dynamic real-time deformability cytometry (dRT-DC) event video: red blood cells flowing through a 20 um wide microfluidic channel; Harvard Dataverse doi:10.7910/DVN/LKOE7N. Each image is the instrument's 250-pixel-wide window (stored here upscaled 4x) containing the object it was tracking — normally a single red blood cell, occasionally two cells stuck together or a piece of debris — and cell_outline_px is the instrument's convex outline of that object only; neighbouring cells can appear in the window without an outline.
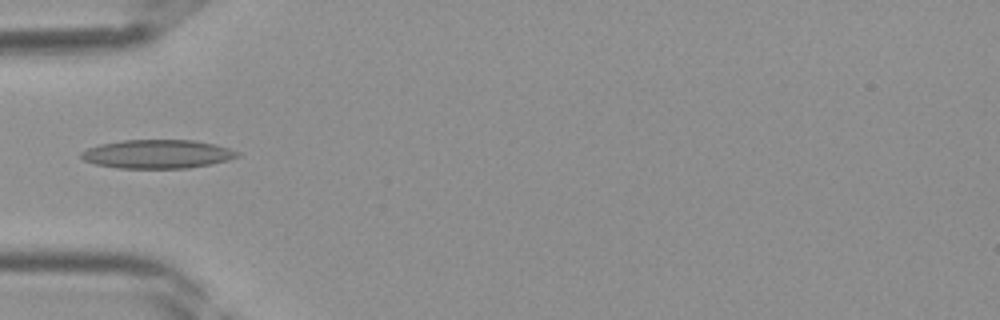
{"species": "Egyptian fruit bat (a non-hibernating species)", "species_latin": "Rousettus aegyptiacus", "temperature_condition": "room temperature", "stored_images_in_passage": 27, "camera_frame_rate_fps": 3000, "um_per_image_px": 0.085, "frame": {"image": 1, "passage_image": 1, "time_ms": 0.0, "image_size_px": [1000, 320], "cell_outline_px": [[240, 156], [228, 160], [212, 164], [188, 168], [116, 168], [96, 164], [84, 160], [80, 156], [80, 152], [88, 148], [100, 144], [124, 140], [192, 140], [216, 144], [240, 152]], "centroid_in_image_um": [13.4, 13.09], "position_along_channel_um": 71.6, "area_um2": 26.18}}
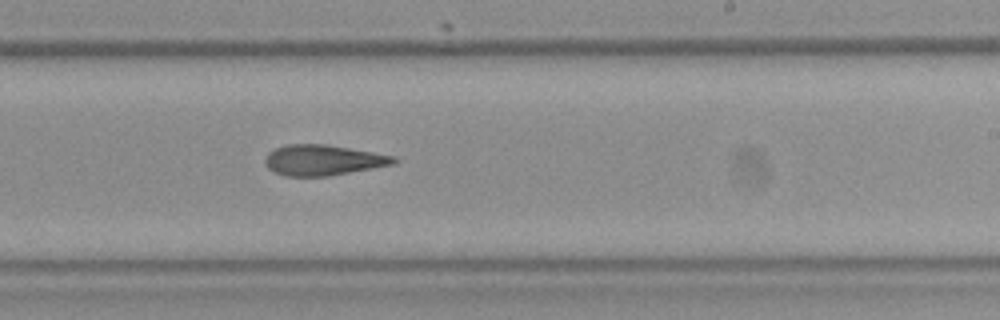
{"frame": {"image": 2, "passage_image": 12, "time_ms": 3.667, "image_size_px": [1000, 320], "cell_outline_px": [[400, 160], [396, 164], [328, 176], [284, 176], [272, 172], [264, 164], [264, 160], [268, 152], [276, 148], [288, 144], [328, 144], [396, 156]], "centroid_in_image_um": [27.47, 13.61], "position_along_channel_um": 261.5, "area_um2": 23.24}}
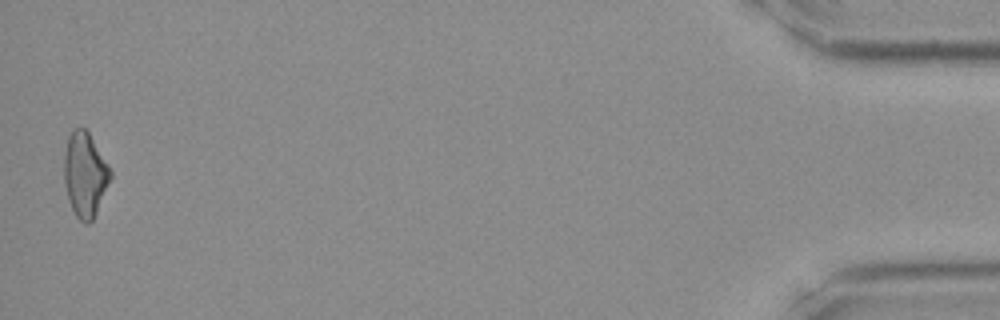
{"frame": {"image": 3, "passage_image": 27, "time_ms": 8.667, "image_size_px": [1000, 320], "cell_outline_px": [[112, 176], [96, 212], [92, 220], [88, 224], [84, 224], [76, 216], [68, 200], [64, 184], [64, 156], [68, 136], [76, 128], [84, 128], [88, 132], [108, 164], [112, 172]], "centroid_in_image_um": [7.21, 14.85], "position_along_channel_um": 428.0, "area_um2": 22.6}}